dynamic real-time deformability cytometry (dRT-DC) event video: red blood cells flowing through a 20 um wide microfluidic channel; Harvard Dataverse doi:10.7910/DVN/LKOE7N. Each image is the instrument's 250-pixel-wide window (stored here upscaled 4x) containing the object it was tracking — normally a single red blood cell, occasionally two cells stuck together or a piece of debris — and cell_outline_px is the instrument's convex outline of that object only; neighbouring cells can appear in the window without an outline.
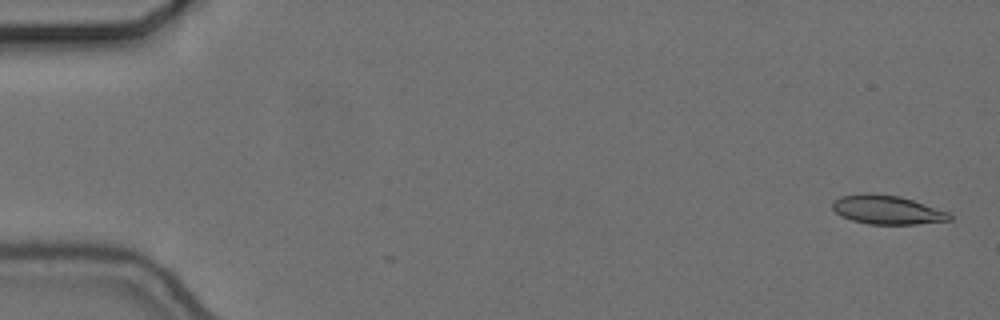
{"species": "common noctule bat (a hibernating species)", "species_latin": "Nyctalus noctula", "temperature_condition": "cold", "stored_images_in_passage": 3, "camera_frame_rate_fps": 3000, "um_per_image_px": 0.085, "animal": {"sex": "female", "body_mass_g": 24.6, "forearm_length_mm": 56.2}, "frame": {"image": 1, "passage_image": 1, "time_ms": 0.0, "image_size_px": [1000, 320], "cell_outline_px": [[952, 220], [916, 224], [868, 224], [852, 220], [840, 216], [832, 208], [832, 200], [840, 196], [864, 192], [868, 192], [900, 196], [948, 212], [952, 216]], "centroid_in_image_um": [75.35, 17.82], "position_along_channel_um": 9.7, "area_um2": 19.83}}